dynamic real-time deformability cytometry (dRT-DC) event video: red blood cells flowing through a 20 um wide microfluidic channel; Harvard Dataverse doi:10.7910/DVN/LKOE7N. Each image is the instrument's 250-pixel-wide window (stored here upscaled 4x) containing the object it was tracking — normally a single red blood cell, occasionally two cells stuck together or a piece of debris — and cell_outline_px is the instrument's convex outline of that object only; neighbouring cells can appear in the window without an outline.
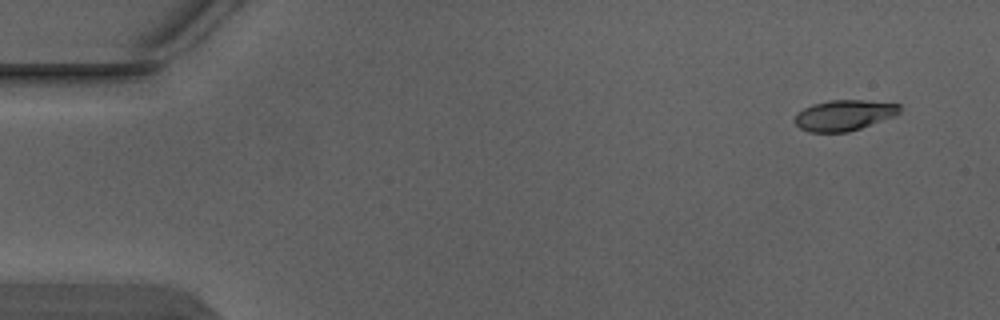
{"species": "Egyptian fruit bat (a non-hibernating species)", "species_latin": "Rousettus aegyptiacus", "temperature_condition": "warm", "stored_images_in_passage": 3, "segment_of_instrument_passage": [2, 2], "camera_frame_rate_fps": 3000, "um_per_image_px": 0.085, "animal": {"sex": "male"}, "frame": {"image": 1, "passage_image": 3, "time_ms": 0.667, "image_size_px": [1000, 320], "cell_outline_px": [[900, 112], [896, 116], [848, 132], [808, 132], [800, 128], [796, 124], [796, 112], [812, 104], [828, 100], [864, 100], [900, 104]], "centroid_in_image_um": [71.75, 9.79], "position_along_channel_um": 13.2, "area_um2": 18.79}}